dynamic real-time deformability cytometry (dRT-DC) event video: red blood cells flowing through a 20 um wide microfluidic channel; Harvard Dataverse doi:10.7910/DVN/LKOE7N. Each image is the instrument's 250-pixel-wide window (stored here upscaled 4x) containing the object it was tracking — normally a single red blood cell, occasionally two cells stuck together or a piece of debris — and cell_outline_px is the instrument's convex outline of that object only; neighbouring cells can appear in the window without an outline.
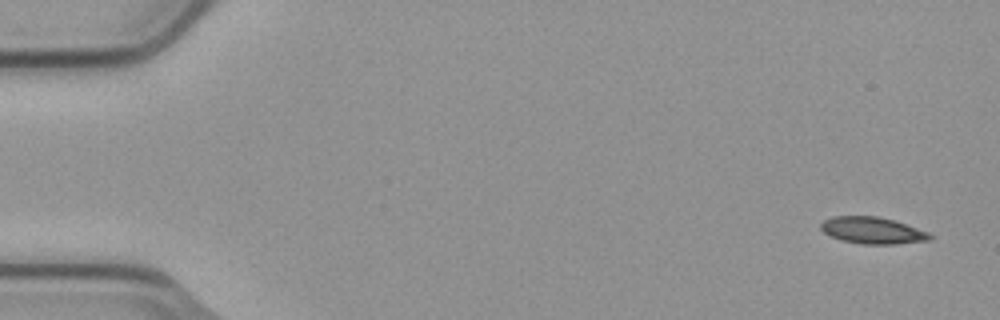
{"species": "common noctule bat (a hibernating species)", "species_latin": "Nyctalus noctula", "temperature_condition": "cold", "stored_images_in_passage": 5, "camera_frame_rate_fps": 3000, "um_per_image_px": 0.085, "animal": {"sex": "male", "body_mass_g": 23.1, "forearm_length_mm": 52.7}, "frame": {"image": 1, "passage_image": 1, "time_ms": 0.0, "image_size_px": [1000, 320], "cell_outline_px": [[932, 240], [896, 244], [860, 244], [844, 240], [832, 236], [824, 232], [820, 228], [820, 224], [824, 220], [832, 216], [876, 216], [892, 220], [928, 232], [932, 236]], "centroid_in_image_um": [74.16, 19.59], "position_along_channel_um": 10.8, "area_um2": 16.76}}